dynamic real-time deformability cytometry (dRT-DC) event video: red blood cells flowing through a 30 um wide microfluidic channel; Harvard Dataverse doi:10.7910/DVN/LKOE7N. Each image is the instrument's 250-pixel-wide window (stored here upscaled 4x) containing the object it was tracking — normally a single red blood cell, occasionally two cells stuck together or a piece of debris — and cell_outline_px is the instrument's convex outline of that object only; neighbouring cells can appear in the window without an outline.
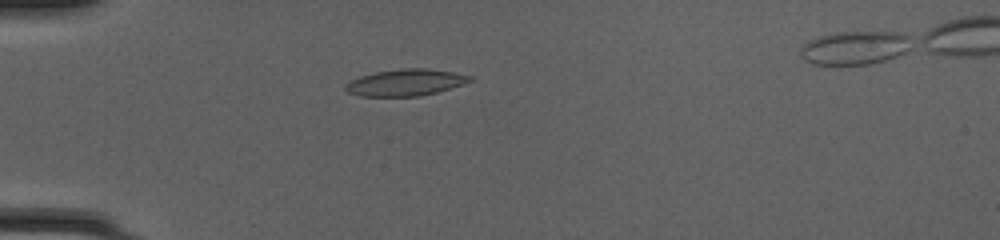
{"species": "common noctule bat (a hibernating species)", "species_latin": "Nyctalus noctula", "temperature_condition": "cold", "stored_images_in_passage": 44, "camera_frame_rate_fps": 3000, "um_per_image_px": 0.085, "animal": {"sex": "female", "body_mass_g": 20.0, "forearm_length_mm": 54.0}, "frame": {"image": 1, "passage_image": 9, "time_ms": 2.667, "image_size_px": [1000, 240], "cell_outline_px": [[472, 80], [436, 92], [416, 96], [360, 96], [348, 92], [344, 88], [352, 80], [360, 76], [376, 72], [404, 68], [424, 68], [452, 72], [472, 76]], "centroid_in_image_um": [34.44, 7.01], "position_along_channel_um": 50.6, "area_um2": 18.79}}
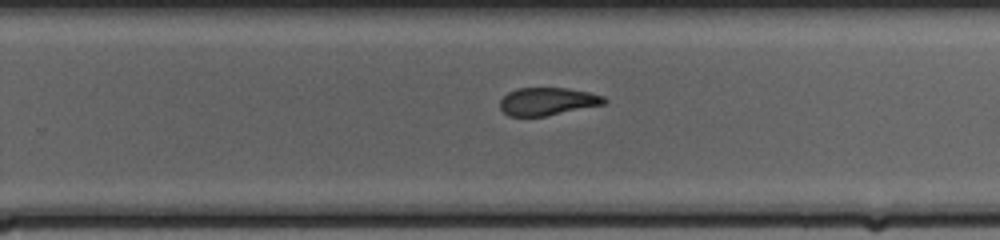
{"frame": {"image": 2, "passage_image": 27, "time_ms": 8.667, "image_size_px": [1000, 240], "cell_outline_px": [[608, 100], [604, 104], [544, 116], [508, 116], [500, 108], [500, 100], [508, 92], [520, 88], [568, 88], [588, 92], [604, 96]], "centroid_in_image_um": [46.53, 8.61], "position_along_channel_um": 283.3, "area_um2": 16.7}}
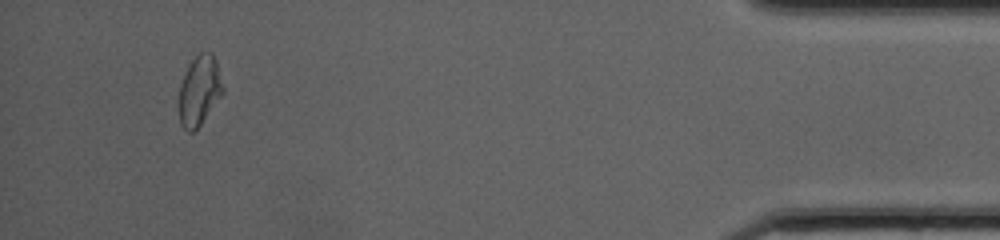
{"frame": {"image": 3, "passage_image": 41, "time_ms": 13.333, "image_size_px": [1000, 240], "cell_outline_px": [[224, 92], [200, 124], [192, 132], [188, 132], [180, 124], [180, 84], [192, 60], [200, 52], [212, 52], [216, 60], [224, 88]], "centroid_in_image_um": [16.97, 7.68], "position_along_channel_um": 418.2, "area_um2": 17.46}, "authors_computed_cell_mechanics": {"area_um2": 18.2648, "velocity_mm_per_s": 4.2303, "shape_relaxation_time_tau1_ms": null, "shape_relaxation_time_tau2_ms": 3.8233, "deformation_change_tau1": null, "deformation_change_tau2": 0.1098}}